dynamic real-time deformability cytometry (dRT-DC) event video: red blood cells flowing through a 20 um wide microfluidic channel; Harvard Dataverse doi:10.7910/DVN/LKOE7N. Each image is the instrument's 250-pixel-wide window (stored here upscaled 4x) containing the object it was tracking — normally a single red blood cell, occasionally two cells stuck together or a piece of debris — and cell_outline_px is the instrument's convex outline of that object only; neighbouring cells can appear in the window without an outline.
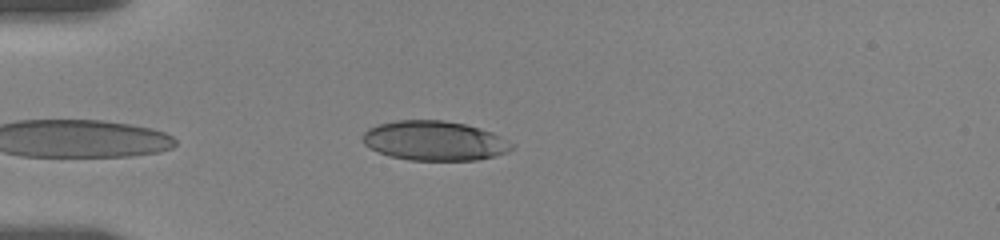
{"species": "human", "species_latin": "Homo sapiens", "temperature_condition": "room temperature", "stored_images_in_passage": 21, "camera_frame_rate_fps": 3000, "um_per_image_px": 0.085, "donor": {"sex": "female"}, "frame": {"image": 1, "passage_image": 1, "time_ms": 0.0, "image_size_px": [1000, 240], "cell_outline_px": [[516, 148], [508, 152], [496, 156], [476, 160], [412, 160], [388, 156], [364, 144], [364, 132], [368, 128], [380, 124], [396, 120], [444, 120], [464, 124], [480, 128], [492, 132], [516, 144]], "centroid_in_image_um": [37.0, 11.97], "position_along_channel_um": 48.0, "area_um2": 34.45}}
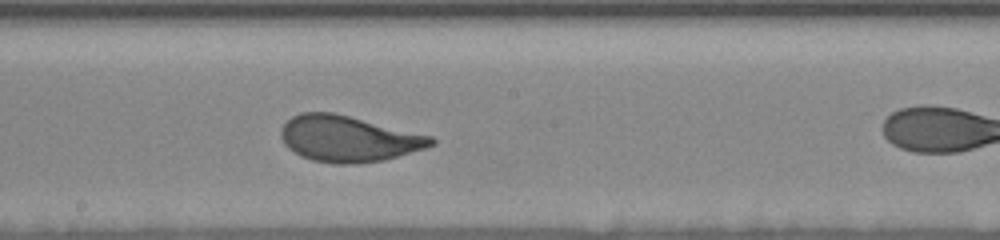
{"frame": {"image": 2, "passage_image": 12, "time_ms": 4.0, "image_size_px": [1000, 240], "cell_outline_px": [[436, 144], [424, 148], [384, 160], [352, 164], [336, 164], [312, 160], [300, 156], [288, 148], [284, 144], [280, 136], [280, 128], [292, 116], [300, 112], [332, 112], [432, 136], [436, 140]], "centroid_in_image_um": [29.57, 11.79], "position_along_channel_um": 218.6, "area_um2": 40.17}}
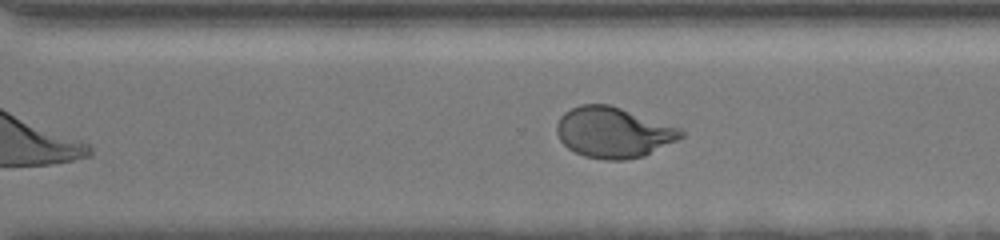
{"frame": {"image": 3, "passage_image": 21, "time_ms": 8.333, "image_size_px": [1000, 240], "cell_outline_px": [[684, 136], [644, 156], [624, 160], [604, 160], [584, 156], [568, 148], [560, 140], [556, 132], [556, 124], [560, 116], [564, 112], [580, 104], [608, 104], [680, 128], [684, 132]], "centroid_in_image_um": [52.1, 11.26], "position_along_channel_um": 318.5, "area_um2": 36.41}}